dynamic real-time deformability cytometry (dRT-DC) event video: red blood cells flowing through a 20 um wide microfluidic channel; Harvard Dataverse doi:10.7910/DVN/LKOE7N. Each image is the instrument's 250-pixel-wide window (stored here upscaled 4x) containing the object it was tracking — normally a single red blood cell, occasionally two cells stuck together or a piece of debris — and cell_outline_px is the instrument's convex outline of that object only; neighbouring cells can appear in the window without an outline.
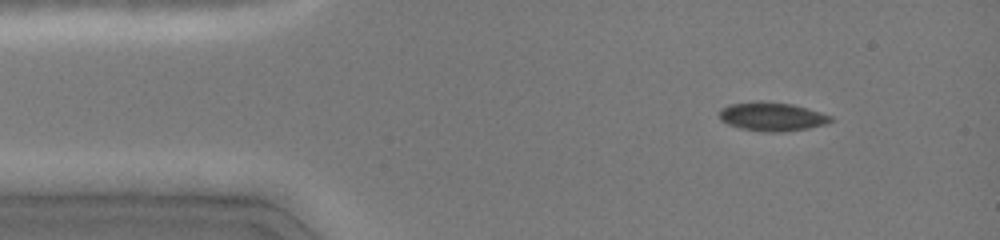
{"species": "common noctule bat (a hibernating species)", "species_latin": "Nyctalus noctula", "temperature_condition": "cold", "stored_images_in_passage": 42, "camera_frame_rate_fps": 3000, "um_per_image_px": 0.085, "animal": {"sex": "female", "body_mass_g": 19.0, "forearm_length_mm": 51.5}, "frame": {"image": 1, "passage_image": 4, "time_ms": 1.333, "image_size_px": [1000, 240], "cell_outline_px": [[832, 120], [828, 124], [808, 128], [780, 132], [760, 132], [740, 128], [728, 124], [720, 120], [720, 108], [732, 104], [756, 100], [792, 104], [808, 108], [832, 116]], "centroid_in_image_um": [65.62, 9.91], "position_along_channel_um": 19.4, "area_um2": 18.79}}
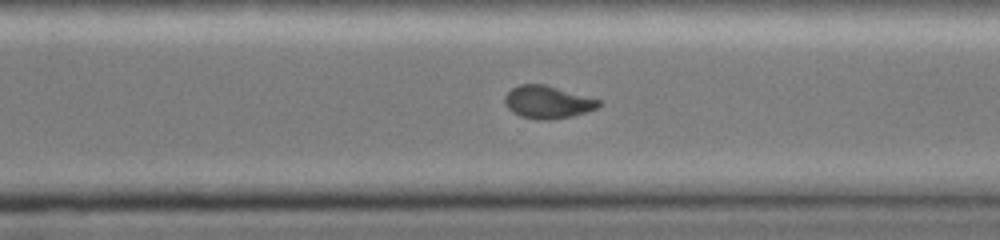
{"frame": {"image": 2, "passage_image": 30, "time_ms": 10.333, "image_size_px": [1000, 240], "cell_outline_px": [[600, 104], [596, 108], [572, 116], [548, 120], [540, 120], [520, 116], [512, 112], [508, 108], [504, 100], [504, 96], [512, 88], [520, 84], [544, 84], [600, 100]], "centroid_in_image_um": [46.5, 8.68], "position_along_channel_um": 324.1, "area_um2": 17.63}}
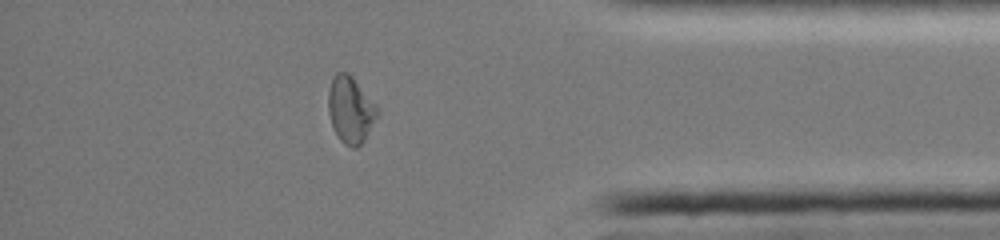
{"frame": {"image": 3, "passage_image": 35, "time_ms": 12.667, "image_size_px": [1000, 240], "cell_outline_px": [[380, 112], [364, 140], [356, 148], [352, 148], [344, 144], [340, 140], [332, 124], [328, 112], [328, 92], [332, 80], [336, 72], [348, 72], [352, 76]], "centroid_in_image_um": [29.78, 9.34], "position_along_channel_um": 405.4, "area_um2": 18.67}, "authors_computed_cell_mechanics": {"area_um2": 18.7272, "velocity_mm_per_s": 4.1235, "shape_relaxation_time_tau1_ms": 7.8006, "shape_relaxation_time_tau2_ms": 1.5257, "deformation_change_tau1": 0.1651, "deformation_change_tau2": 0.0345}}